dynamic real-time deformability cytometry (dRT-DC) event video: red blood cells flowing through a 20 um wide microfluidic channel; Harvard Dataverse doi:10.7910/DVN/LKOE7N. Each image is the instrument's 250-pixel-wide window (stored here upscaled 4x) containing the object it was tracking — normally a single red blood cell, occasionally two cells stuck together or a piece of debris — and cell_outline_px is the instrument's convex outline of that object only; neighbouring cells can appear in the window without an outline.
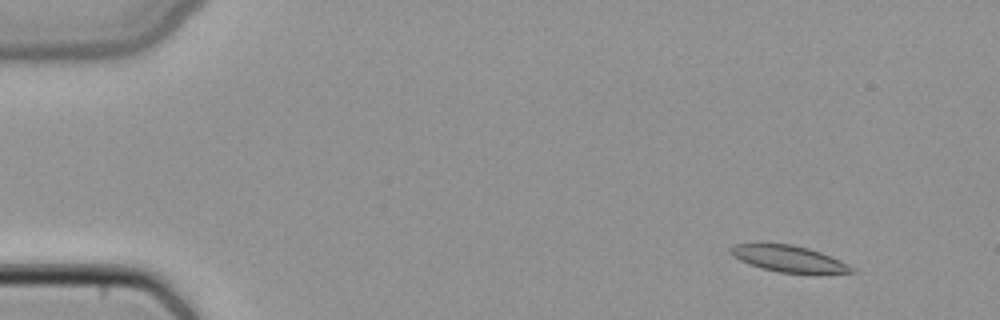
{"species": "common noctule bat (a hibernating species)", "species_latin": "Nyctalus noctula", "temperature_condition": "cold", "stored_images_in_passage": 46, "camera_frame_rate_fps": 3000, "um_per_image_px": 0.085, "animal": {"sex": "female", "body_mass_g": 22.7, "forearm_length_mm": 54.2}, "frame": {"image": 1, "passage_image": 2, "time_ms": 0.333, "image_size_px": [1000, 320], "cell_outline_px": [[856, 272], [780, 272], [760, 268], [748, 264], [732, 256], [728, 252], [728, 248], [732, 244], [760, 240], [792, 244], [808, 248], [820, 252], [848, 264], [856, 268]], "centroid_in_image_um": [66.85, 21.91], "position_along_channel_um": 18.1, "area_um2": 19.13}}
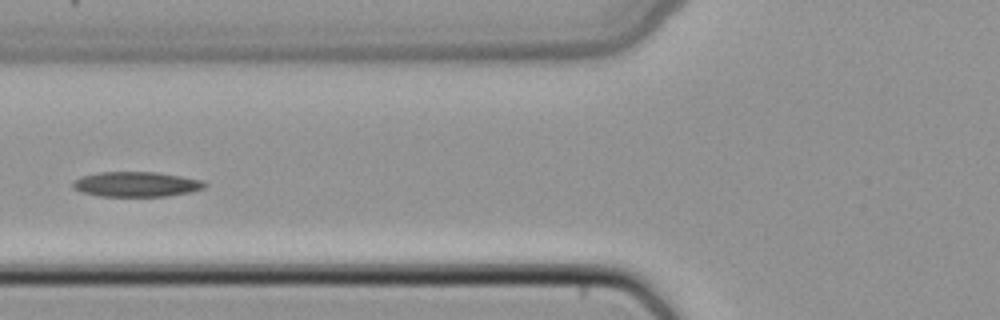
{"frame": {"image": 2, "passage_image": 17, "time_ms": 5.333, "image_size_px": [1000, 320], "cell_outline_px": [[208, 184], [204, 188], [188, 192], [168, 196], [100, 196], [80, 192], [72, 188], [72, 184], [76, 180], [84, 176], [100, 172], [160, 172], [204, 180]], "centroid_in_image_um": [11.62, 15.66], "position_along_channel_um": 114.2, "area_um2": 19.25}}
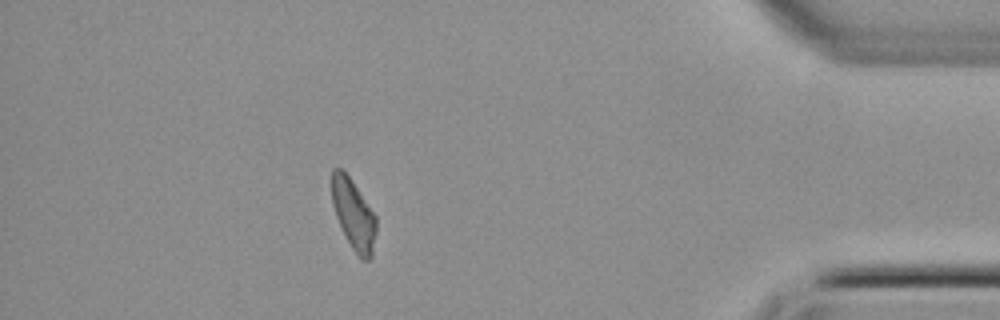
{"frame": {"image": 3, "passage_image": 41, "time_ms": 13.333, "image_size_px": [1000, 320], "cell_outline_px": [[376, 232], [372, 256], [368, 260], [360, 260], [352, 248], [336, 216], [332, 204], [332, 168], [340, 168], [352, 180], [376, 216]], "centroid_in_image_um": [30.06, 18.24], "position_along_channel_um": 405.1, "area_um2": 17.98}}